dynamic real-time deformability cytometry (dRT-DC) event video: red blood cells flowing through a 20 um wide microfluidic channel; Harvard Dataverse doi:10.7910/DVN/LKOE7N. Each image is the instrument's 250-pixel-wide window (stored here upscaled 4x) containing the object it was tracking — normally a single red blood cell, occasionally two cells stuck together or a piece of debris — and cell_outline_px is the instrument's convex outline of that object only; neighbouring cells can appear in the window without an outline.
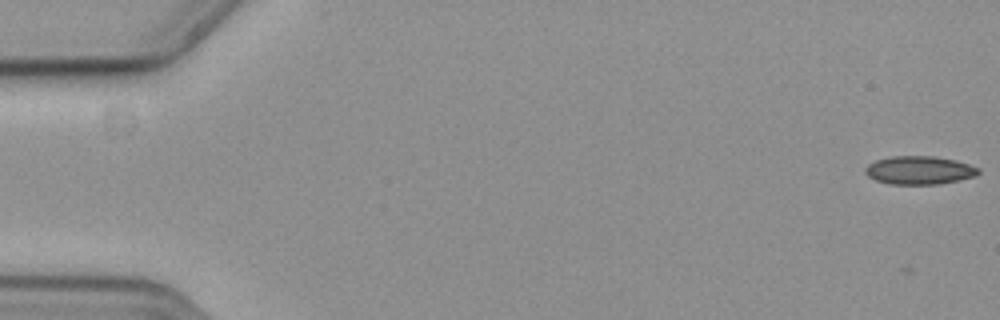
{"species": "common noctule bat (a hibernating species)", "species_latin": "Nyctalus noctula", "temperature_condition": "cold", "stored_images_in_passage": 57, "camera_frame_rate_fps": 3000, "um_per_image_px": 0.085, "animal": {"sex": "female", "body_mass_g": 19.3, "forearm_length_mm": 54.1}, "frame": {"image": 1, "passage_image": 1, "time_ms": 0.0, "image_size_px": [1000, 320], "cell_outline_px": [[980, 172], [976, 176], [936, 184], [892, 184], [876, 180], [868, 176], [864, 172], [864, 168], [868, 164], [876, 160], [892, 156], [936, 156], [956, 160], [980, 168]], "centroid_in_image_um": [78.13, 14.46], "position_along_channel_um": 6.9, "area_um2": 18.61}}
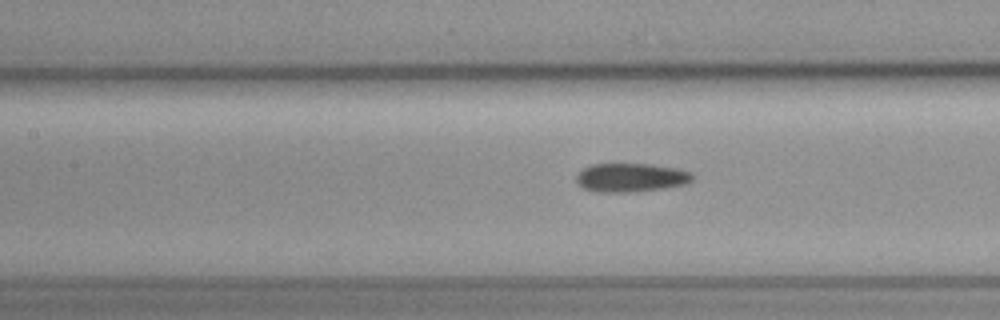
{"frame": {"image": 2, "passage_image": 26, "time_ms": 8.333, "image_size_px": [1000, 320], "cell_outline_px": [[692, 180], [688, 184], [664, 188], [632, 192], [592, 192], [584, 188], [576, 180], [576, 176], [584, 168], [592, 164], [652, 164], [680, 168], [692, 172]], "centroid_in_image_um": [53.67, 15.09], "position_along_channel_um": 153.7, "area_um2": 19.59}}
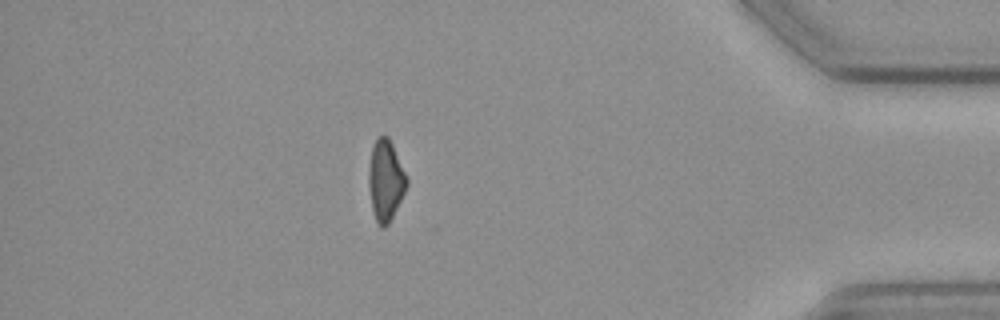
{"frame": {"image": 3, "passage_image": 50, "time_ms": 16.333, "image_size_px": [1000, 320], "cell_outline_px": [[408, 184], [388, 224], [384, 228], [380, 228], [372, 212], [368, 184], [368, 168], [372, 144], [376, 136], [388, 136], [392, 144], [408, 180]], "centroid_in_image_um": [32.73, 15.32], "position_along_channel_um": 402.5, "area_um2": 17.92}}